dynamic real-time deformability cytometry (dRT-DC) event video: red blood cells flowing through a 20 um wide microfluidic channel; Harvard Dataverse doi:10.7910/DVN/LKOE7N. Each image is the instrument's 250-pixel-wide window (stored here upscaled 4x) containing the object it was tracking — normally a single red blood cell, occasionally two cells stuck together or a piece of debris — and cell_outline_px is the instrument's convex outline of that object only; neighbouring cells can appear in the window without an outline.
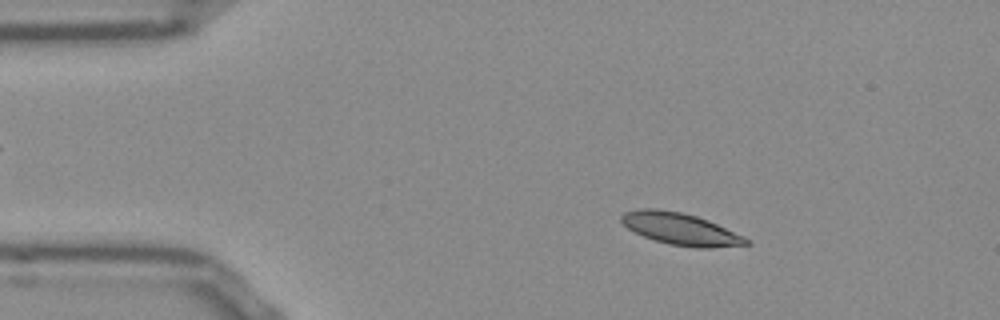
{"species": "Egyptian fruit bat (a non-hibernating species)", "species_latin": "Rousettus aegyptiacus", "temperature_condition": "room temperature", "stored_images_in_passage": 53, "camera_frame_rate_fps": 3000, "um_per_image_px": 0.085, "frame": {"image": 1, "passage_image": 9, "time_ms": 2.667, "image_size_px": [1000, 320], "cell_outline_px": [[752, 244], [708, 248], [696, 248], [668, 244], [644, 236], [628, 228], [620, 220], [620, 216], [624, 212], [640, 208], [656, 208], [680, 212], [696, 216], [708, 220], [752, 240]], "centroid_in_image_um": [57.86, 19.46], "position_along_channel_um": 27.1, "area_um2": 23.18}}
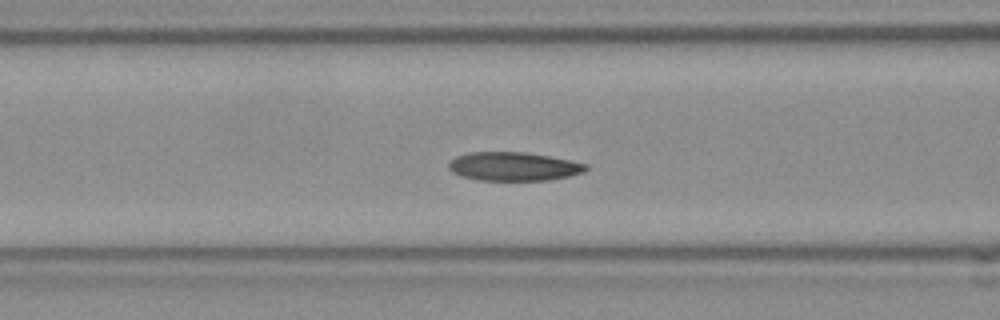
{"frame": {"image": 2, "passage_image": 21, "time_ms": 6.667, "image_size_px": [1000, 320], "cell_outline_px": [[588, 168], [584, 172], [568, 176], [548, 180], [480, 180], [460, 176], [452, 172], [448, 168], [448, 164], [456, 156], [468, 152], [524, 152], [572, 160], [588, 164]], "centroid_in_image_um": [43.66, 14.14], "position_along_channel_um": 122.9, "area_um2": 22.95}}
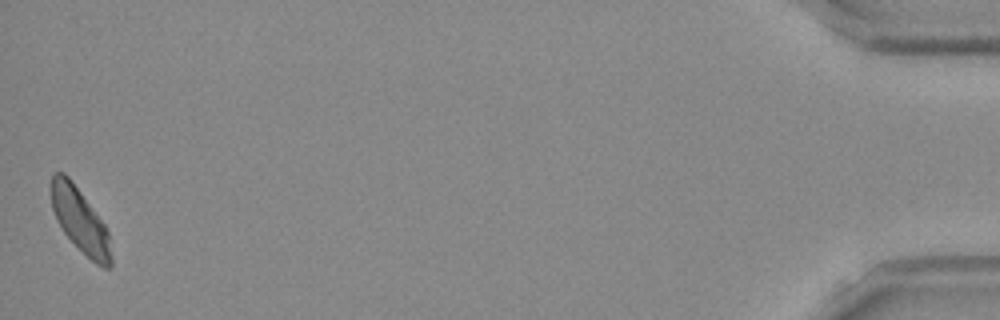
{"frame": {"image": 3, "passage_image": 53, "time_ms": 17.333, "image_size_px": [1000, 320], "cell_outline_px": [[112, 268], [104, 268], [96, 264], [64, 232], [56, 220], [52, 208], [52, 172], [64, 172], [68, 176], [104, 224], [108, 232], [112, 256]], "centroid_in_image_um": [6.82, 18.75], "position_along_channel_um": 428.4, "area_um2": 21.85}, "authors_computed_cell_mechanics": {"area_um2": 23.0622, "velocity_mm_per_s": 3.7909, "shape_relaxation_time_tau1_ms": 3.9678, "shape_relaxation_time_tau2_ms": 3.2905, "deformation_change_tau1": 0.1059, "deformation_change_tau2": 0.0982}}